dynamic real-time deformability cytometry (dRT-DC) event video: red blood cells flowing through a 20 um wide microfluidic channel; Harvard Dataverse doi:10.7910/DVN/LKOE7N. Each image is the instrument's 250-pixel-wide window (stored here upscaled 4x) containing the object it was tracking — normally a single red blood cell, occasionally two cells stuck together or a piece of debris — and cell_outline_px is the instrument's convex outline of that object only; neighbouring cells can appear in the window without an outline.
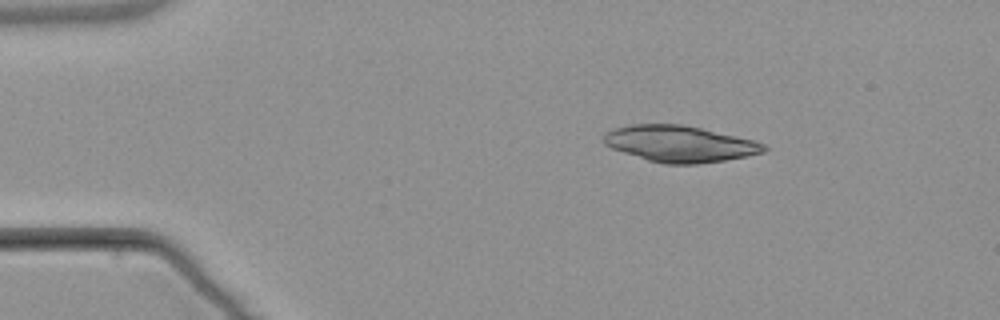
{"species": "common noctule bat (a hibernating species)", "species_latin": "Nyctalus noctula", "temperature_condition": "warm", "stored_images_in_passage": 3, "camera_frame_rate_fps": 3000, "um_per_image_px": 0.085, "animal": {"sex": "male", "body_mass_g": 21.5, "forearm_length_mm": 52.0}, "frame": {"image": 1, "passage_image": 1, "time_ms": 0.0, "image_size_px": [1000, 320], "cell_outline_px": [[768, 148], [764, 152], [724, 160], [696, 164], [664, 164], [648, 160], [612, 148], [604, 144], [604, 132], [616, 128], [632, 124], [680, 124], [700, 128], [752, 140], [764, 144]], "centroid_in_image_um": [57.74, 12.22], "position_along_channel_um": 27.3, "area_um2": 33.41}}